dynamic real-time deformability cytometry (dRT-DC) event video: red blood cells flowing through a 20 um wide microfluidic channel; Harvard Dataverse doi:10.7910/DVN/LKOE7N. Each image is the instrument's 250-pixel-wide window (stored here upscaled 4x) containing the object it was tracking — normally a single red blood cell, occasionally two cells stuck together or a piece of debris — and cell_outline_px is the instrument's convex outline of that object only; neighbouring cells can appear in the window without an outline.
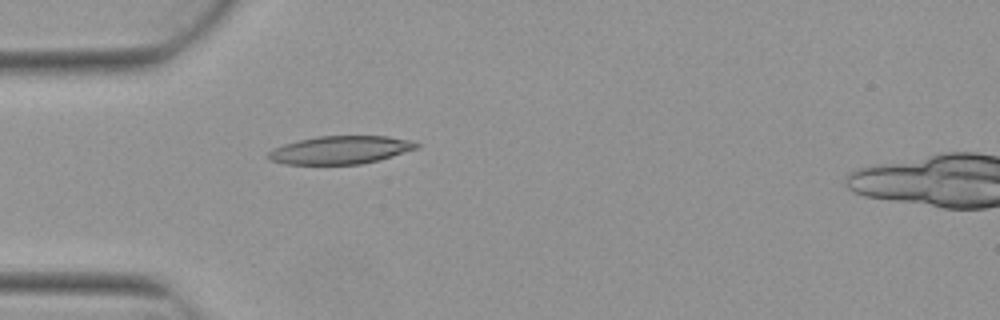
{"species": "Egyptian fruit bat (a non-hibernating species)", "species_latin": "Rousettus aegyptiacus", "temperature_condition": "warm", "stored_images_in_passage": 1, "camera_frame_rate_fps": 3000, "um_per_image_px": 0.085, "animal": {"sex": "female"}, "frame": {"image": 1, "passage_image": 1, "time_ms": 0.0, "image_size_px": [1000, 320], "cell_outline_px": [[420, 144], [416, 148], [380, 160], [360, 164], [284, 164], [272, 160], [268, 156], [268, 152], [272, 148], [284, 144], [316, 136], [388, 136], [412, 140]], "centroid_in_image_um": [28.94, 12.74], "position_along_channel_um": 56.1, "area_um2": 24.1}}